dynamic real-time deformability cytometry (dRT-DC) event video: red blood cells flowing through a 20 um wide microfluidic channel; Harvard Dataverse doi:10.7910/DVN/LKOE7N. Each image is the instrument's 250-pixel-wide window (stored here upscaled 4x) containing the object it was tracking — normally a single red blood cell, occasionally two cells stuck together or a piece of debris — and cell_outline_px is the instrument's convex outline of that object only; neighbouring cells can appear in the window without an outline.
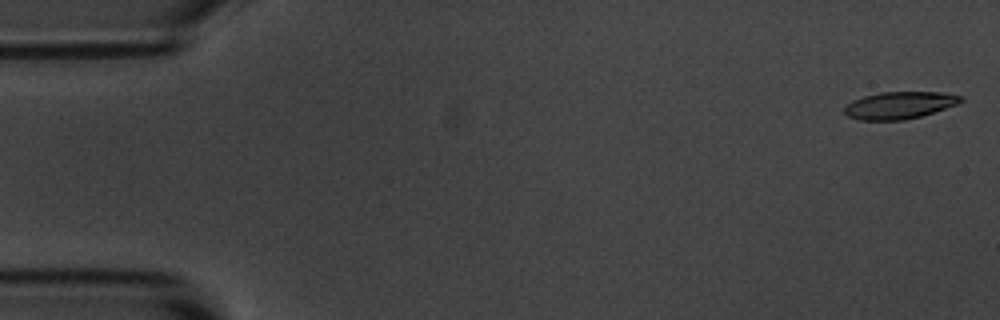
{"species": "common noctule bat (a hibernating species)", "species_latin": "Nyctalus noctula", "temperature_condition": "room temperature", "stored_images_in_passage": 55, "camera_frame_rate_fps": 3000, "um_per_image_px": 0.085, "animal": {"sex": "male", "body_mass_g": 20.1, "forearm_length_mm": 53.5}, "frame": {"image": 1, "passage_image": 1, "time_ms": 0.0, "image_size_px": [1000, 320], "cell_outline_px": [[964, 100], [956, 104], [920, 116], [904, 120], [860, 120], [848, 116], [844, 112], [844, 108], [852, 100], [864, 96], [880, 92], [944, 92], [964, 96]], "centroid_in_image_um": [76.45, 8.93], "position_along_channel_um": 8.5, "area_um2": 18.32}}
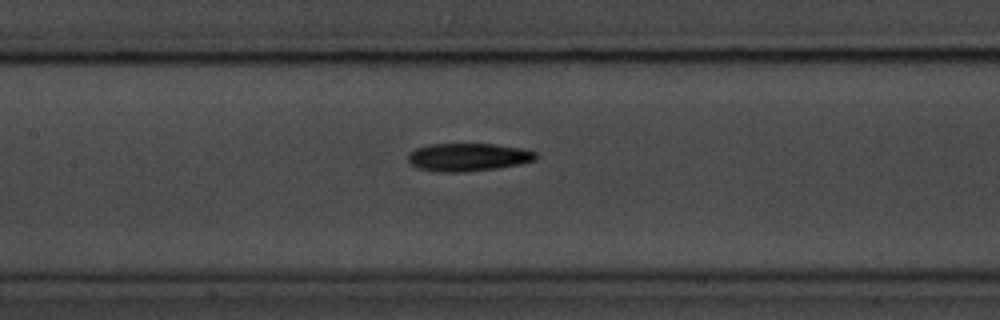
{"frame": {"image": 2, "passage_image": 25, "time_ms": 8.0, "image_size_px": [1000, 320], "cell_outline_px": [[536, 160], [520, 164], [496, 168], [464, 172], [440, 172], [416, 168], [408, 160], [408, 156], [416, 148], [432, 144], [492, 144], [524, 148], [536, 152]], "centroid_in_image_um": [39.81, 13.36], "position_along_channel_um": 167.6, "area_um2": 20.75}}
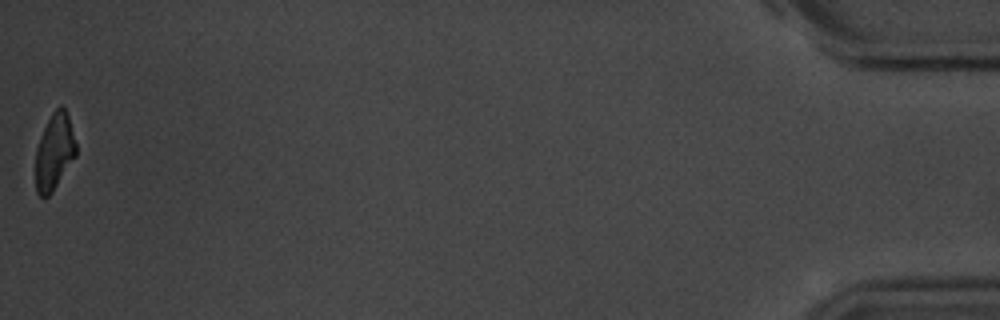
{"frame": {"image": 3, "passage_image": 55, "time_ms": 18.0, "image_size_px": [1000, 320], "cell_outline_px": [[76, 156], [52, 192], [48, 196], [40, 196], [36, 192], [36, 148], [40, 136], [52, 112], [60, 104], [64, 108], [68, 116], [76, 144]], "centroid_in_image_um": [4.62, 12.9], "position_along_channel_um": 430.6, "area_um2": 17.8}, "authors_computed_cell_mechanics": {"area_um2": 19.8832, "velocity_mm_per_s": 3.6113, "shape_relaxation_time_tau1_ms": 4.4202, "shape_relaxation_time_tau2_ms": null, "deformation_change_tau1": 0.1629, "deformation_change_tau2": null}}